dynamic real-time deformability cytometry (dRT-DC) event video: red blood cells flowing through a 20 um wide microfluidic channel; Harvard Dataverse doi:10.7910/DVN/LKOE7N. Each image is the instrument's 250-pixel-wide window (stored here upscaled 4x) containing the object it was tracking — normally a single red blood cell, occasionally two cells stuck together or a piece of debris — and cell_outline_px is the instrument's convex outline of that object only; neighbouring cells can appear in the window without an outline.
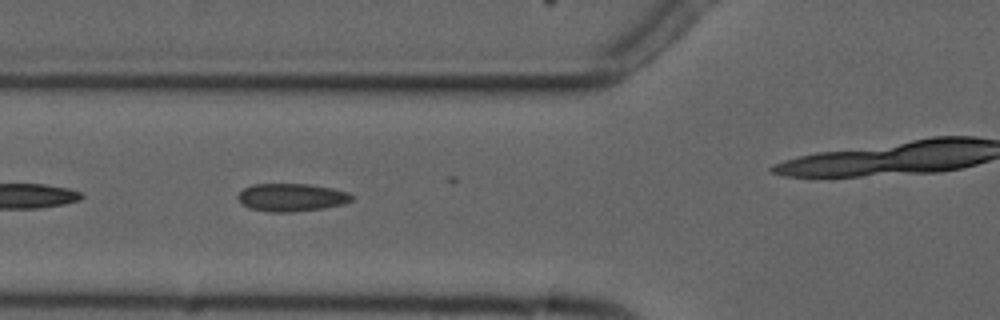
{"species": "common noctule bat (a hibernating species)", "species_latin": "Nyctalus noctula", "temperature_condition": "cold", "stored_images_in_passage": 16, "camera_frame_rate_fps": 3000, "um_per_image_px": 0.085, "animal": {"sex": "male", "forearm_length_mm": 52.5}, "frame": {"image": 1, "passage_image": 5, "time_ms": 4.667, "image_size_px": [1000, 320], "cell_outline_px": [[352, 200], [344, 204], [320, 208], [292, 212], [268, 212], [248, 208], [240, 204], [236, 196], [244, 188], [252, 184], [308, 184], [332, 188], [348, 192], [352, 196]], "centroid_in_image_um": [24.72, 16.78], "position_along_channel_um": 101.1, "area_um2": 18.55}}
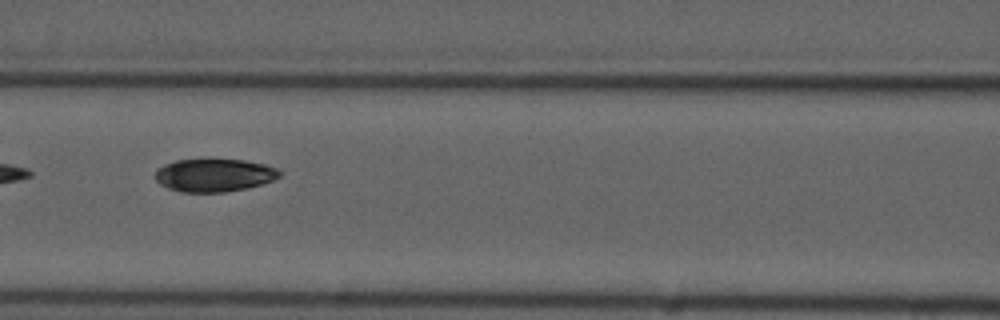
{"frame": {"image": 2, "passage_image": 7, "time_ms": 8.0, "image_size_px": [1000, 320], "cell_outline_px": [[284, 172], [280, 176], [272, 180], [248, 188], [224, 192], [180, 192], [168, 188], [160, 184], [156, 180], [156, 168], [164, 164], [176, 160], [244, 160], [264, 164], [276, 168]], "centroid_in_image_um": [18.2, 14.9], "position_along_channel_um": 148.4, "area_um2": 23.81}}
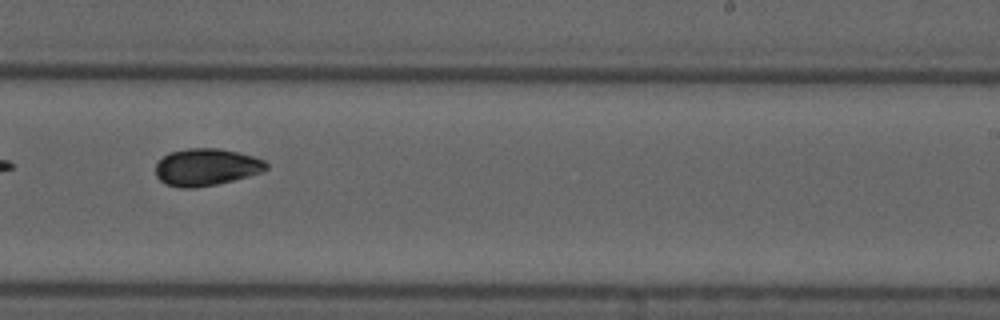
{"frame": {"image": 3, "passage_image": 10, "time_ms": 11.333, "image_size_px": [1000, 320], "cell_outline_px": [[268, 168], [264, 172], [216, 184], [192, 188], [180, 188], [164, 184], [156, 176], [156, 164], [168, 152], [188, 148], [220, 148], [252, 156], [264, 160], [268, 164]], "centroid_in_image_um": [17.52, 14.2], "position_along_channel_um": 271.5, "area_um2": 23.99}}